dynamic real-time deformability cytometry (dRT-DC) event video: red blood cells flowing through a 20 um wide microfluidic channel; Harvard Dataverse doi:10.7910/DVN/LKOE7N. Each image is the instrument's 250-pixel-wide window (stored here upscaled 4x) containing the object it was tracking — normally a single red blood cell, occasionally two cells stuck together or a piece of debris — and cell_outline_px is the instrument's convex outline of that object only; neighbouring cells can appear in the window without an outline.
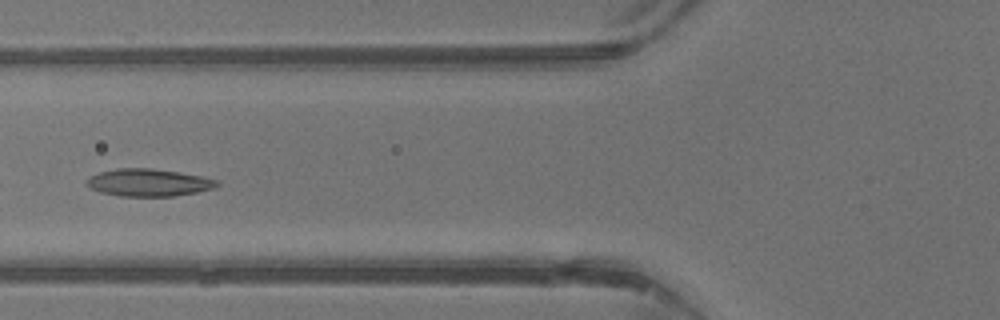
{"species": "common noctule bat (a hibernating species)", "species_latin": "Nyctalus noctula", "temperature_condition": "warm", "stored_images_in_passage": 22, "camera_frame_rate_fps": 3000, "um_per_image_px": 0.085, "animal": {"sex": "male", "body_mass_g": 13.3}, "frame": {"image": 1, "passage_image": 4, "time_ms": 1.0, "image_size_px": [1000, 320], "cell_outline_px": [[220, 184], [216, 188], [196, 192], [172, 196], [120, 196], [100, 192], [88, 188], [84, 184], [84, 180], [88, 176], [100, 172], [116, 168], [148, 168], [204, 176], [220, 180]], "centroid_in_image_um": [12.6, 15.52], "position_along_channel_um": 113.2, "area_um2": 21.1}}
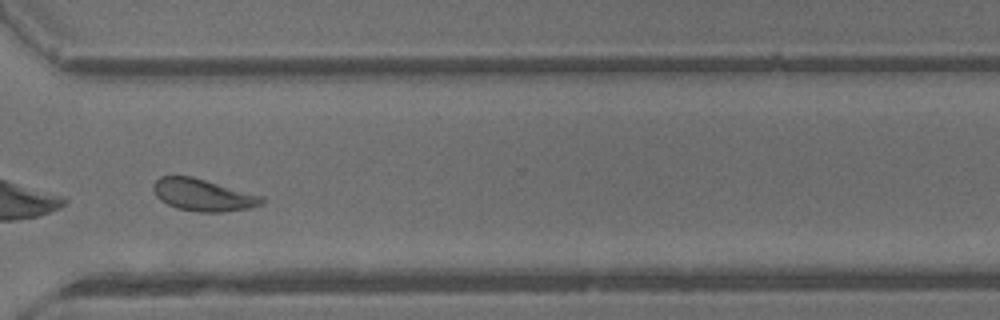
{"frame": {"image": 2, "passage_image": 19, "time_ms": 6.0, "image_size_px": [1000, 320], "cell_outline_px": [[268, 200], [260, 204], [248, 208], [220, 212], [200, 212], [176, 208], [160, 200], [156, 196], [152, 188], [156, 180], [160, 176], [192, 176], [264, 196]], "centroid_in_image_um": [17.27, 16.57], "position_along_channel_um": 353.3, "area_um2": 20.29}, "authors_computed_cell_mechanics": {"area_um2": 20.2878, "velocity_mm_per_s": 4.8037, "shape_relaxation_time_tau1_ms": 3.2842, "shape_relaxation_time_tau2_ms": 1.618, "deformation_change_tau1": 0.1082, "deformation_change_tau2": 0.0808}}